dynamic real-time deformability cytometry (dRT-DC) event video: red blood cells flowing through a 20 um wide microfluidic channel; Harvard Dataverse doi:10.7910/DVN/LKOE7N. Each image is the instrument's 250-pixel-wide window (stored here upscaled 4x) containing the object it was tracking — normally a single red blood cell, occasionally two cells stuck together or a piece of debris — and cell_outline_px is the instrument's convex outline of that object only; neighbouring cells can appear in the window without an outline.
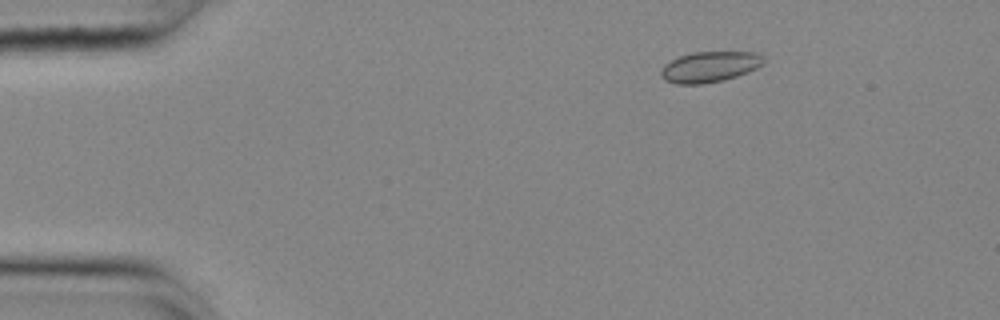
{"species": "common noctule bat (a hibernating species)", "species_latin": "Nyctalus noctula", "temperature_condition": "cold", "stored_images_in_passage": 48, "camera_frame_rate_fps": 3000, "um_per_image_px": 0.085, "animal": {"sex": "female", "body_mass_g": 25.1}, "frame": {"image": 1, "passage_image": 1, "time_ms": 0.0, "image_size_px": [1000, 320], "cell_outline_px": [[764, 64], [748, 72], [724, 80], [704, 84], [676, 84], [664, 80], [660, 76], [660, 72], [664, 64], [680, 56], [692, 52], [756, 52], [764, 56]], "centroid_in_image_um": [60.32, 5.68], "position_along_channel_um": 24.7, "area_um2": 18.5}}
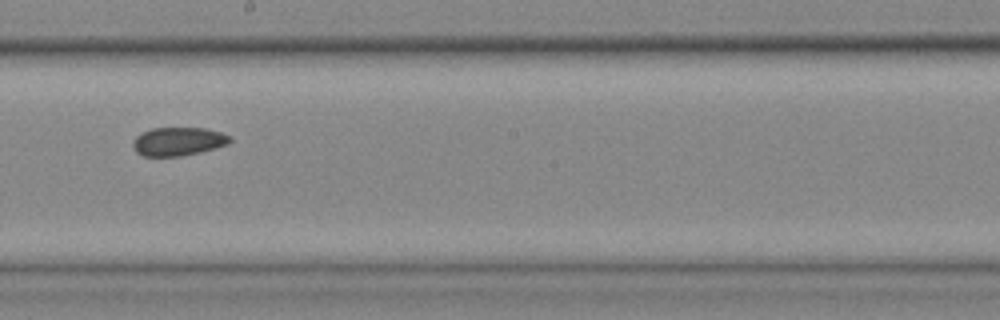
{"frame": {"image": 2, "passage_image": 24, "time_ms": 7.667, "image_size_px": [1000, 320], "cell_outline_px": [[232, 140], [228, 144], [200, 152], [180, 156], [144, 156], [136, 152], [132, 148], [132, 140], [140, 132], [152, 128], [204, 128], [220, 132], [232, 136]], "centroid_in_image_um": [15.12, 12.02], "position_along_channel_um": 233.1, "area_um2": 16.24}}
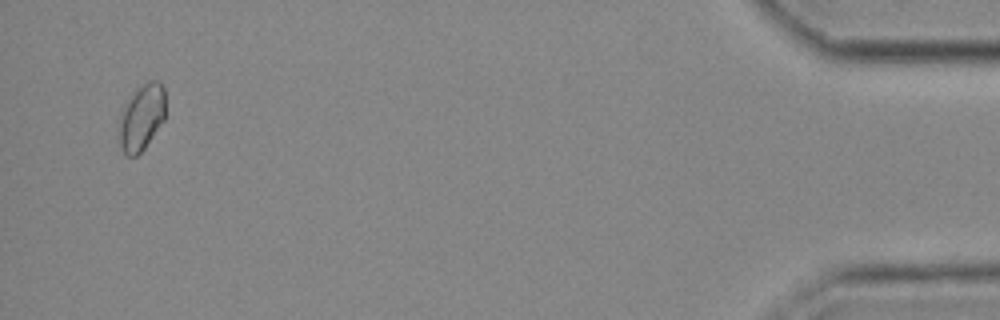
{"frame": {"image": 3, "passage_image": 46, "time_ms": 15.0, "image_size_px": [1000, 320], "cell_outline_px": [[164, 120], [144, 148], [136, 156], [128, 156], [124, 152], [120, 144], [120, 116], [124, 104], [132, 92], [136, 88], [148, 80], [160, 80], [164, 88]], "centroid_in_image_um": [12.04, 9.92], "position_along_channel_um": 423.2, "area_um2": 17.8}, "authors_computed_cell_mechanics": {"area_um2": 16.7042, "velocity_mm_per_s": 3.671, "shape_relaxation_time_tau1_ms": null, "shape_relaxation_time_tau2_ms": 2.393, "deformation_change_tau1": null, "deformation_change_tau2": 0.0571}}